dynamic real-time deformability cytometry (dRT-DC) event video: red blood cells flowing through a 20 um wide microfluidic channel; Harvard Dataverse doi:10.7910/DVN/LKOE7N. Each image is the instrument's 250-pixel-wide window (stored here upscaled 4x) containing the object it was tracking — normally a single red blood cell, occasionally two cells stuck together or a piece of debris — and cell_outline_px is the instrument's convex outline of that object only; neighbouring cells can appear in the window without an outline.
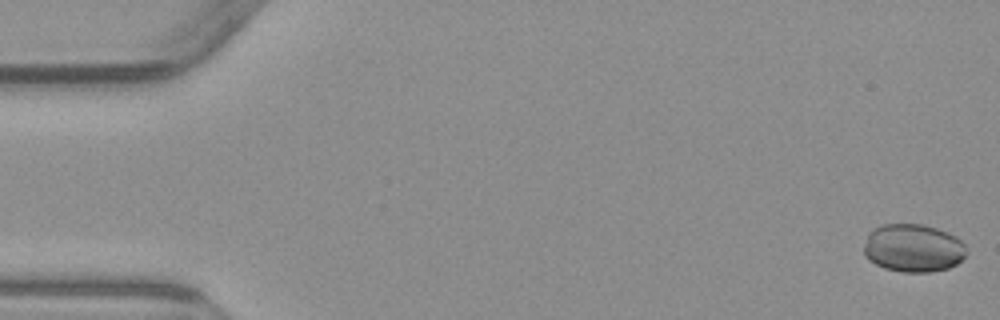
{"species": "common noctule bat (a hibernating species)", "species_latin": "Nyctalus noctula", "temperature_condition": "warm", "stored_images_in_passage": 5, "camera_frame_rate_fps": 3000, "um_per_image_px": 0.085, "animal": {"sex": "male", "body_mass_g": 23.1, "forearm_length_mm": 52.7}, "frame": {"image": 1, "passage_image": 1, "time_ms": 0.0, "image_size_px": [1000, 320], "cell_outline_px": [[968, 252], [956, 264], [948, 268], [928, 272], [904, 272], [884, 268], [868, 260], [864, 256], [864, 244], [868, 232], [872, 228], [884, 224], [920, 224], [936, 228], [948, 232], [956, 236], [964, 244]], "centroid_in_image_um": [77.6, 21.08], "position_along_channel_um": 7.4, "area_um2": 28.9}}
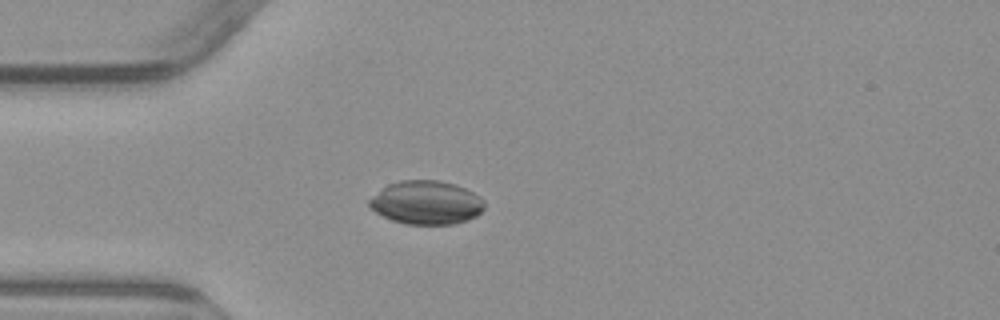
{"frame": {"image": 2, "passage_image": 5, "time_ms": 4.667, "image_size_px": [1000, 320], "cell_outline_px": [[484, 208], [476, 216], [468, 220], [456, 224], [404, 224], [392, 220], [376, 212], [368, 204], [368, 200], [372, 196], [388, 184], [400, 180], [440, 180], [456, 184], [480, 196], [484, 200]], "centroid_in_image_um": [36.25, 17.21], "position_along_channel_um": 48.8, "area_um2": 29.3}}